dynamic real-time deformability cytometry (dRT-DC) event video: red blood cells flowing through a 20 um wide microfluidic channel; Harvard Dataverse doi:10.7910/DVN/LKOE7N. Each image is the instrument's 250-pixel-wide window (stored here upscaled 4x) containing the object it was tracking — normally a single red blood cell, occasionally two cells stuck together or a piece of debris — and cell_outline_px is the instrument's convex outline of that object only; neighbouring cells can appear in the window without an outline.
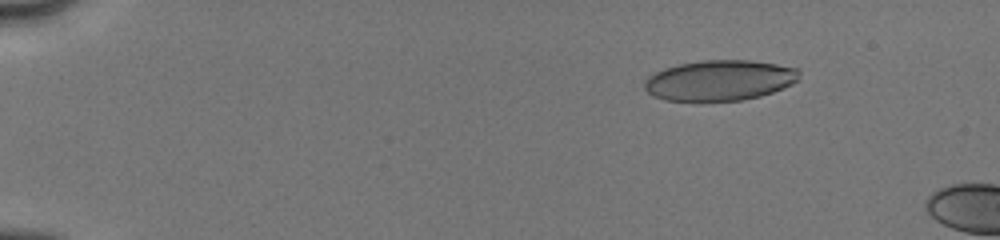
{"species": "human", "species_latin": "Homo sapiens", "temperature_condition": "cold", "stored_images_in_passage": 11, "camera_frame_rate_fps": 3000, "um_per_image_px": 0.085, "donor": {"sex": "male"}, "frame": {"image": 1, "passage_image": 7, "time_ms": 2.333, "image_size_px": [1000, 240], "cell_outline_px": [[800, 80], [792, 84], [772, 92], [760, 96], [740, 100], [664, 100], [652, 96], [644, 88], [644, 80], [648, 76], [664, 68], [680, 64], [704, 60], [748, 60], [776, 64], [800, 68]], "centroid_in_image_um": [61.19, 6.82], "position_along_channel_um": 23.8, "area_um2": 36.47}}